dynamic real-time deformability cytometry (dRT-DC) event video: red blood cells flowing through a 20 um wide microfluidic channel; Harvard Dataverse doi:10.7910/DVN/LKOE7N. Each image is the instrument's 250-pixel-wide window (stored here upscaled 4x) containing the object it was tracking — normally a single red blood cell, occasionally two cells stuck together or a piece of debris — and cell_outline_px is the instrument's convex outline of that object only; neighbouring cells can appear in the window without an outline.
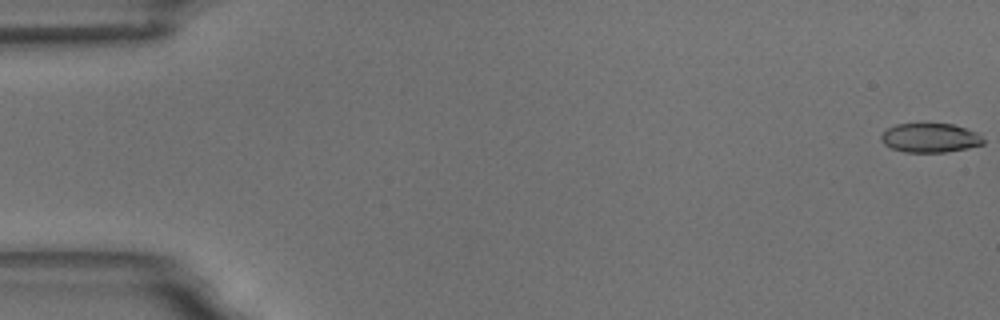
{"species": "common noctule bat (a hibernating species)", "species_latin": "Nyctalus noctula", "temperature_condition": "room temperature", "stored_images_in_passage": 59, "camera_frame_rate_fps": 3000, "um_per_image_px": 0.085, "animal": {"sex": "male", "body_mass_g": 18.8}, "frame": {"image": 1, "passage_image": 1, "time_ms": 0.0, "image_size_px": [1000, 320], "cell_outline_px": [[984, 144], [968, 148], [944, 152], [904, 152], [892, 148], [884, 144], [880, 140], [880, 136], [888, 128], [896, 124], [952, 124], [976, 132], [984, 140]], "centroid_in_image_um": [79.04, 11.72], "position_along_channel_um": 6.0, "area_um2": 17.22}}
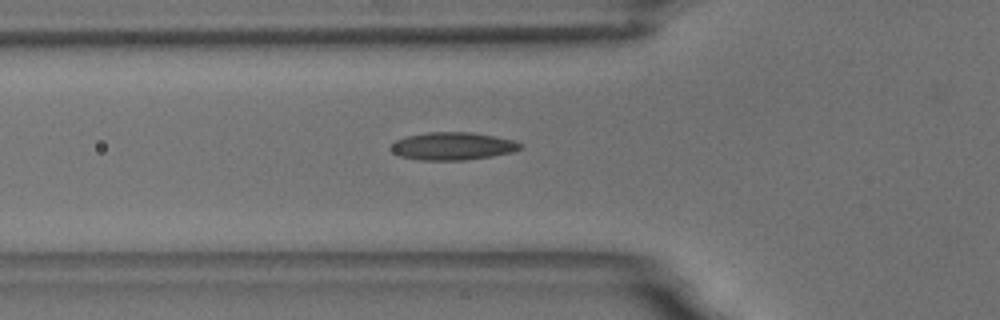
{"frame": {"image": 2, "passage_image": 21, "time_ms": 6.667, "image_size_px": [1000, 320], "cell_outline_px": [[524, 148], [512, 152], [492, 156], [464, 160], [420, 160], [400, 156], [392, 152], [388, 148], [396, 140], [404, 136], [428, 132], [472, 132], [512, 140], [524, 144]], "centroid_in_image_um": [38.46, 12.42], "position_along_channel_um": 87.3, "area_um2": 21.04}}
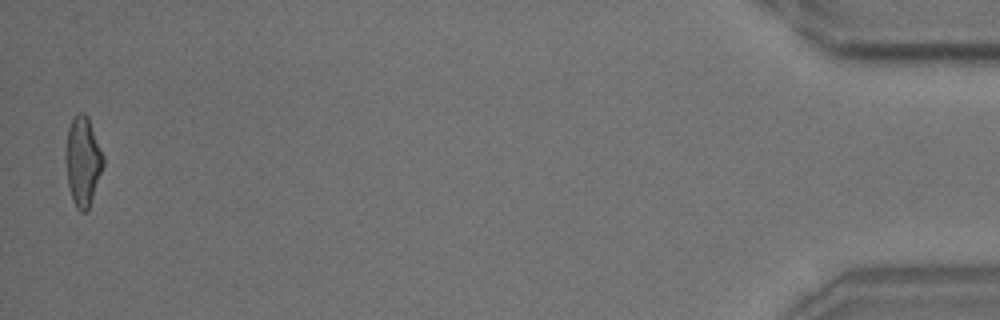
{"frame": {"image": 3, "passage_image": 58, "time_ms": 19.0, "image_size_px": [1000, 320], "cell_outline_px": [[104, 164], [88, 208], [84, 212], [80, 212], [76, 208], [72, 200], [68, 184], [64, 160], [64, 148], [68, 128], [72, 116], [76, 112], [84, 112], [88, 116], [104, 156]], "centroid_in_image_um": [7.0, 13.64], "position_along_channel_um": 428.2, "area_um2": 19.88}, "authors_computed_cell_mechanics": {"area_um2": 19.4208, "velocity_mm_per_s": 3.4949, "shape_relaxation_time_tau1_ms": 6.318, "shape_relaxation_time_tau2_ms": 1.9694, "deformation_change_tau1": 0.179, "deformation_change_tau2": 0.0995}}